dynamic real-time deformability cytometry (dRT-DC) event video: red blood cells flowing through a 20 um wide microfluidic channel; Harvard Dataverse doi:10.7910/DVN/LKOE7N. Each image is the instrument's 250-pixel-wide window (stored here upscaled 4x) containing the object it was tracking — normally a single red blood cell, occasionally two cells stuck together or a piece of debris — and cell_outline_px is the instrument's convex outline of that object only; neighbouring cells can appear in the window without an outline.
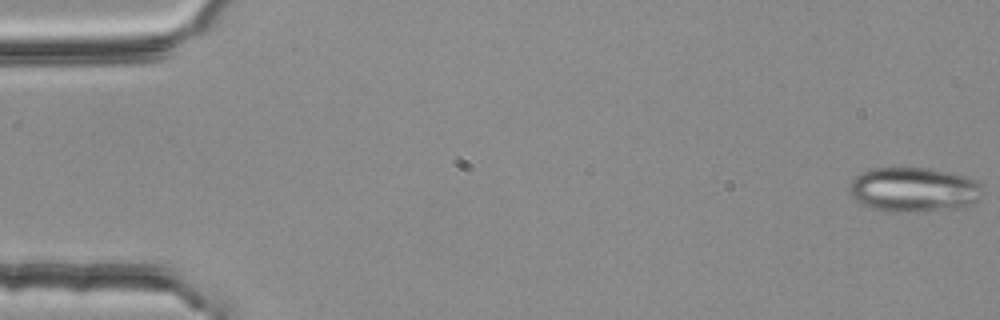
{"species": "common noctule bat (a hibernating species)", "species_latin": "Nyctalus noctula", "temperature_condition": "room temperature", "stored_images_in_passage": 54, "camera_frame_rate_fps": 3000, "um_per_image_px": 0.085, "animal": {"sex": "female", "body_mass_g": 25.1}, "frame": {"image": 1, "passage_image": 1, "time_ms": 0.0, "image_size_px": [1000, 320], "cell_outline_px": [[984, 184], [980, 196], [972, 204], [964, 208], [924, 212], [884, 212], [860, 204], [852, 196], [848, 188], [852, 180], [860, 172], [872, 168], [928, 168], [968, 176]], "centroid_in_image_um": [77.69, 16.14], "position_along_channel_um": 7.3, "area_um2": 35.37}}
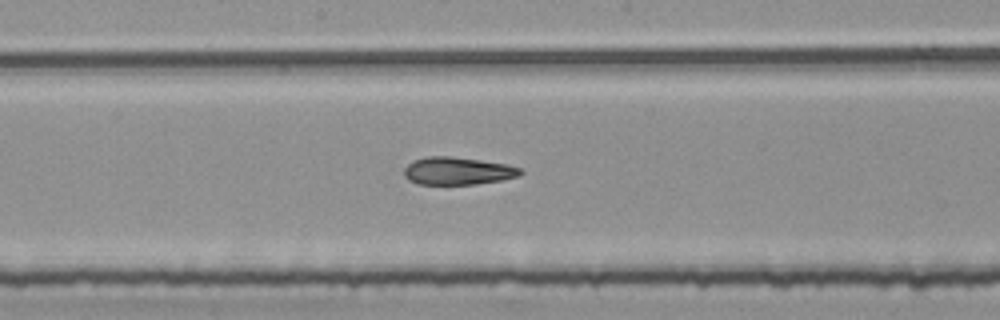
{"frame": {"image": 2, "passage_image": 29, "time_ms": 9.333, "image_size_px": [1000, 320], "cell_outline_px": [[524, 172], [520, 176], [500, 180], [476, 184], [416, 184], [408, 180], [404, 176], [404, 168], [412, 160], [428, 156], [448, 156], [480, 160], [508, 164], [520, 168]], "centroid_in_image_um": [38.89, 14.53], "position_along_channel_um": 209.3, "area_um2": 18.84}}
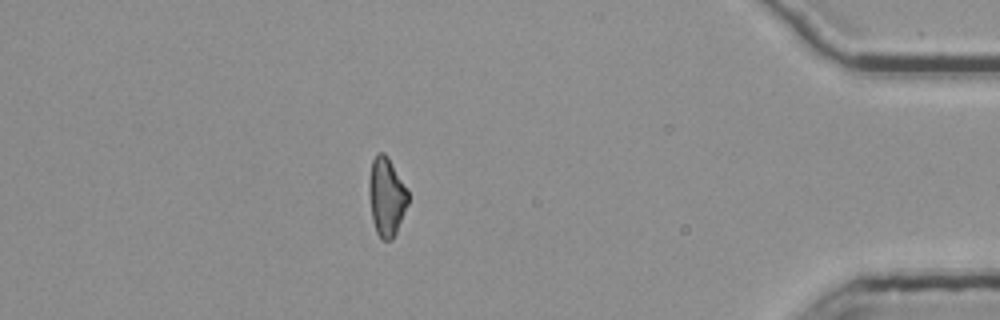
{"frame": {"image": 3, "passage_image": 48, "time_ms": 15.667, "image_size_px": [1000, 320], "cell_outline_px": [[408, 204], [396, 232], [392, 240], [380, 240], [376, 232], [372, 220], [368, 192], [368, 180], [372, 160], [376, 152], [384, 152], [388, 156], [408, 188]], "centroid_in_image_um": [32.84, 16.69], "position_along_channel_um": 402.4, "area_um2": 18.32}, "authors_computed_cell_mechanics": {"area_um2": 19.2763, "velocity_mm_per_s": 3.7822, "shape_relaxation_time_tau1_ms": null, "shape_relaxation_time_tau2_ms": 3.3791, "deformation_change_tau1": null, "deformation_change_tau2": 0.1378}}